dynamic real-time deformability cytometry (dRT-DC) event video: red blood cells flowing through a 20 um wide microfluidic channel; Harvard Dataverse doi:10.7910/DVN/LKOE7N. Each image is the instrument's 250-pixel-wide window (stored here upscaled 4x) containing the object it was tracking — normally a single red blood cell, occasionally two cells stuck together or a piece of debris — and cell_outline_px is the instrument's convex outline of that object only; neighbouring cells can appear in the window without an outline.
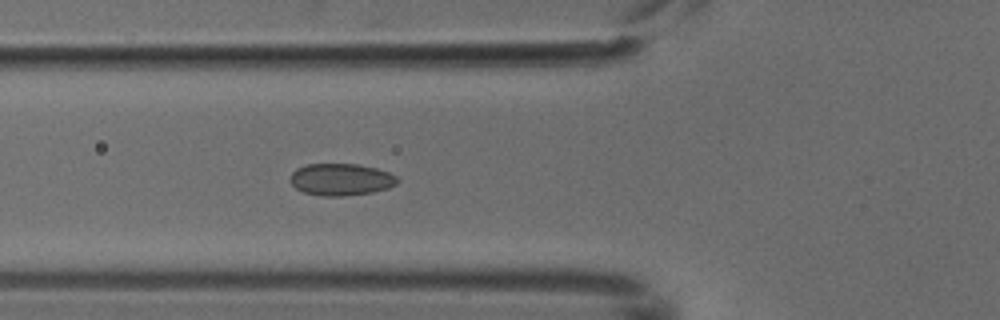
{"species": "common noctule bat (a hibernating species)", "species_latin": "Nyctalus noctula", "temperature_condition": "cold", "stored_images_in_passage": 4, "camera_frame_rate_fps": 3000, "um_per_image_px": 0.085, "animal": {"sex": "male", "body_mass_g": 18.8}, "frame": {"image": 1, "passage_image": 4, "time_ms": 1.0, "image_size_px": [1000, 320], "cell_outline_px": [[400, 180], [396, 184], [388, 188], [372, 192], [340, 196], [320, 196], [304, 192], [296, 188], [288, 180], [292, 172], [296, 168], [308, 164], [360, 164], [376, 168], [388, 172], [396, 176]], "centroid_in_image_um": [28.97, 15.25], "position_along_channel_um": 96.8, "area_um2": 20.06}}